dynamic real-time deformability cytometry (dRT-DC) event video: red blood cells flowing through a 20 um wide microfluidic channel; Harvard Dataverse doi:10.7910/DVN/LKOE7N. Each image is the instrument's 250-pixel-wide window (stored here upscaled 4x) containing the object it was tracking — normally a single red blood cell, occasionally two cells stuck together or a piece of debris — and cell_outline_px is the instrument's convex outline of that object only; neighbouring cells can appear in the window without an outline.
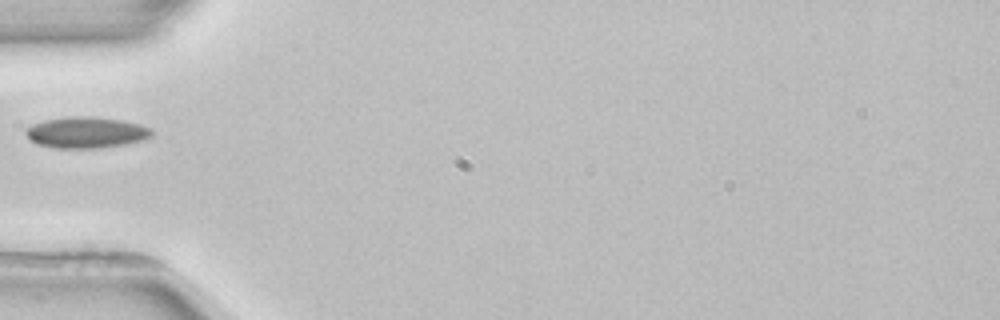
{"species": "common noctule bat (a hibernating species)", "species_latin": "Nyctalus noctula", "temperature_condition": "room temperature", "stored_images_in_passage": 1, "camera_frame_rate_fps": 3000, "um_per_image_px": 0.085, "animal": {"sex": "female", "body_mass_g": 22.7, "forearm_length_mm": 54.2}, "frame": {"image": 1, "passage_image": 1, "time_ms": 0.0, "image_size_px": [1000, 320], "cell_outline_px": [[152, 136], [144, 140], [124, 144], [100, 148], [56, 148], [36, 144], [28, 140], [24, 132], [24, 128], [32, 124], [44, 120], [68, 116], [88, 116], [124, 120], [140, 124], [152, 128]], "centroid_in_image_um": [7.29, 11.25], "position_along_channel_um": 77.7, "area_um2": 23.29}}